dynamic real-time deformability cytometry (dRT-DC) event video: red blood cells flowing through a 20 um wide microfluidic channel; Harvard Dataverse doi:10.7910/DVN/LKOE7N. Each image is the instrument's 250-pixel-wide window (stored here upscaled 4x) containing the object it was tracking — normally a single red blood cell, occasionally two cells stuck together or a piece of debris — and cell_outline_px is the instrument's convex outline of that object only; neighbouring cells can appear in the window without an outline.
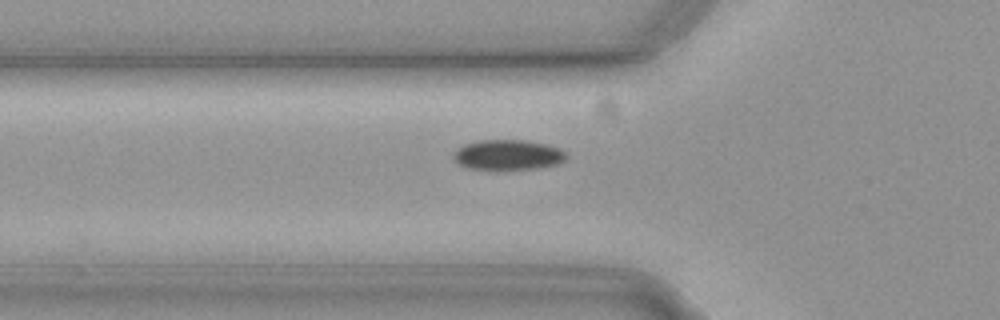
{"species": "common noctule bat (a hibernating species)", "species_latin": "Nyctalus noctula", "temperature_condition": "cold", "stored_images_in_passage": 38, "camera_frame_rate_fps": 3000, "um_per_image_px": 0.085, "animal": {"sex": "female", "body_mass_g": 19.3, "forearm_length_mm": 54.1}, "frame": {"image": 1, "passage_image": 6, "time_ms": 1.667, "image_size_px": [1000, 320], "cell_outline_px": [[564, 160], [556, 164], [532, 168], [468, 168], [452, 160], [452, 152], [456, 148], [464, 144], [480, 140], [524, 140], [548, 144], [560, 148], [564, 152]], "centroid_in_image_um": [43.1, 13.13], "position_along_channel_um": 82.7, "area_um2": 19.48}}
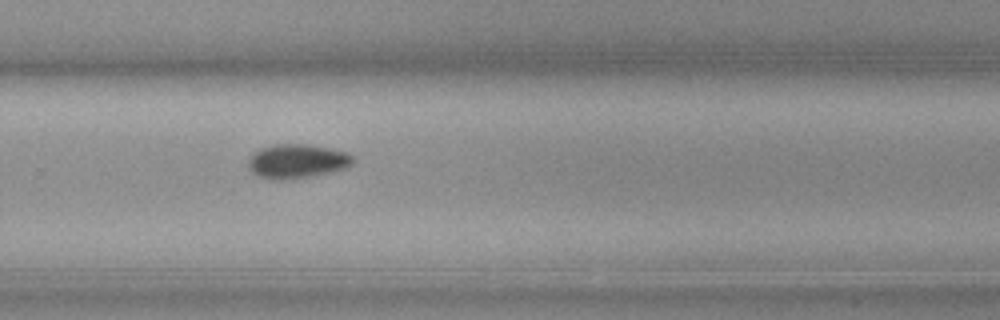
{"frame": {"image": 2, "passage_image": 24, "time_ms": 7.667, "image_size_px": [1000, 320], "cell_outline_px": [[352, 164], [344, 168], [312, 176], [288, 180], [268, 180], [256, 176], [252, 172], [248, 164], [248, 160], [260, 148], [276, 144], [308, 144], [348, 152], [352, 156]], "centroid_in_image_um": [25.21, 13.72], "position_along_channel_um": 304.6, "area_um2": 20.81}}
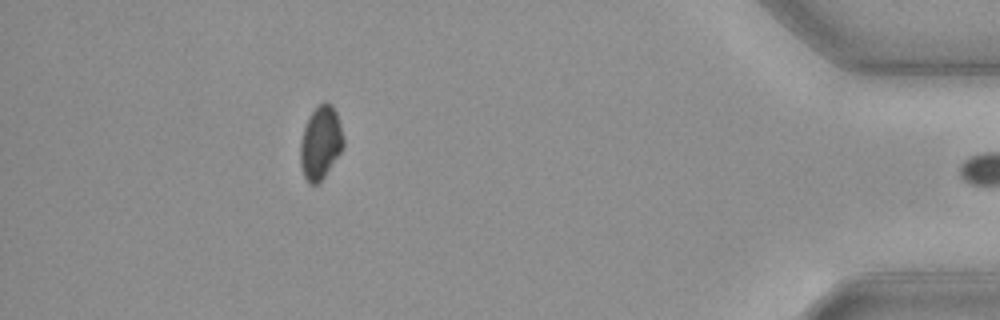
{"frame": {"image": 3, "passage_image": 37, "time_ms": 12.0, "image_size_px": [1000, 320], "cell_outline_px": [[344, 148], [324, 176], [316, 184], [308, 184], [304, 176], [300, 164], [300, 140], [308, 116], [324, 100], [332, 104], [336, 112], [344, 136]], "centroid_in_image_um": [27.25, 12.12], "position_along_channel_um": 408.0, "area_um2": 18.5}}